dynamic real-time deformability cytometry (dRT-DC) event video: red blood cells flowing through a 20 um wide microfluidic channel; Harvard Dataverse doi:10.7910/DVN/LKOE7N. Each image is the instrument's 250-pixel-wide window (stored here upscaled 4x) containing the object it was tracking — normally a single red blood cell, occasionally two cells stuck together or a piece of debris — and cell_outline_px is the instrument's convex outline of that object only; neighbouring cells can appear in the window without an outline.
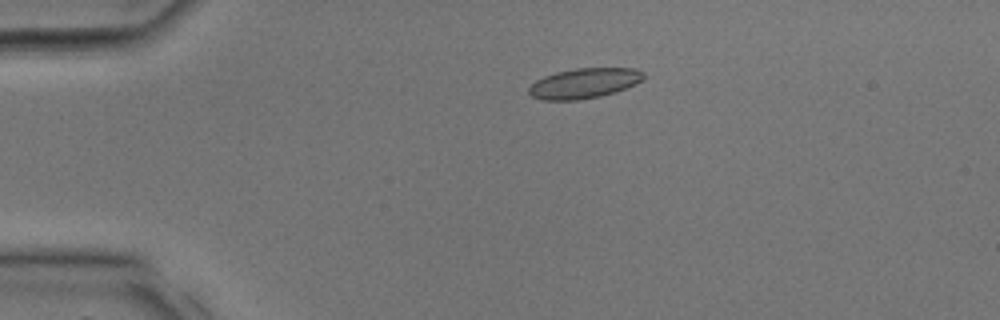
{"species": "common noctule bat (a hibernating species)", "species_latin": "Nyctalus noctula", "temperature_condition": "room temperature", "stored_images_in_passage": 13, "camera_frame_rate_fps": 3000, "um_per_image_px": 0.085, "animal": {"sex": "male", "body_mass_g": 17.9, "forearm_length_mm": 54.2}, "frame": {"image": 1, "passage_image": 7, "time_ms": 2.0, "image_size_px": [1000, 320], "cell_outline_px": [[644, 80], [636, 84], [616, 92], [600, 96], [576, 100], [544, 100], [532, 96], [528, 92], [528, 88], [536, 80], [544, 76], [556, 72], [576, 68], [636, 68], [644, 72]], "centroid_in_image_um": [49.68, 7.07], "position_along_channel_um": 35.3, "area_um2": 20.23}}
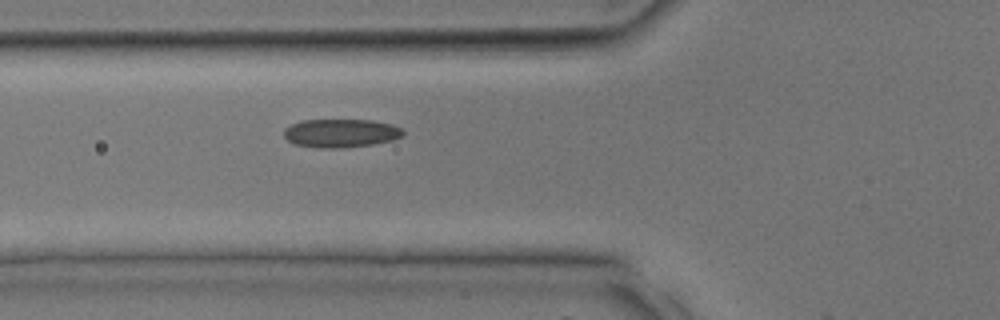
{"frame": {"image": 2, "passage_image": 12, "time_ms": 3.667, "image_size_px": [1000, 320], "cell_outline_px": [[404, 136], [392, 140], [372, 144], [340, 148], [316, 148], [292, 144], [284, 136], [284, 128], [300, 120], [372, 120], [392, 124], [404, 128]], "centroid_in_image_um": [28.97, 11.32], "position_along_channel_um": 96.8, "area_um2": 20.0}}